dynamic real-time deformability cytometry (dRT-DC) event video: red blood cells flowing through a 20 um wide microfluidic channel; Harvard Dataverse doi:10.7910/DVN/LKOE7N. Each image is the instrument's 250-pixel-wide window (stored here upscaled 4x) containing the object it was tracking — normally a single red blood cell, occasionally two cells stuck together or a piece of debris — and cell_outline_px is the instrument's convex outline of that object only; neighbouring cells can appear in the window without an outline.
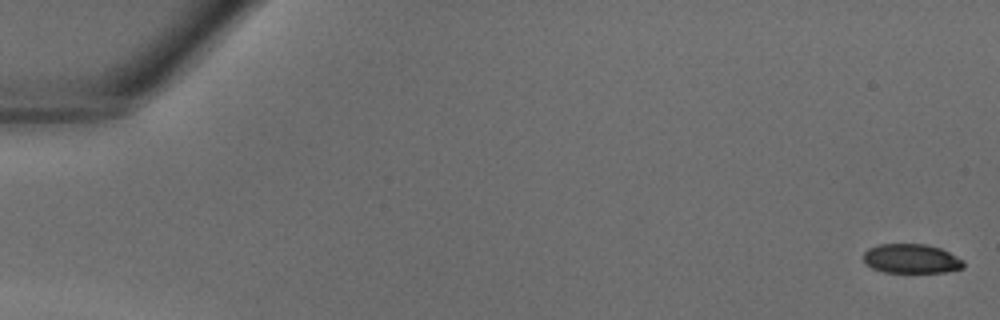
{"species": "common noctule bat (a hibernating species)", "species_latin": "Nyctalus noctula", "temperature_condition": "warm", "stored_images_in_passage": 41, "segment_of_instrument_passage": [1, 2], "camera_frame_rate_fps": 3000, "um_per_image_px": 0.085, "animal": {"sex": "male", "body_mass_g": 18.8}, "frame": {"image": 1, "passage_image": 1, "time_ms": 0.0, "image_size_px": [1000, 320], "cell_outline_px": [[964, 268], [944, 272], [884, 272], [872, 268], [864, 264], [864, 252], [868, 248], [876, 244], [924, 244], [940, 248], [964, 260]], "centroid_in_image_um": [77.44, 21.99], "position_along_channel_um": 7.6, "area_um2": 17.17}}
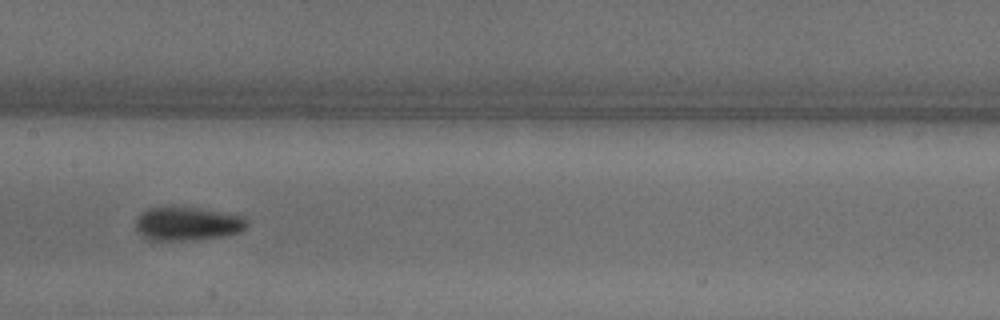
{"frame": {"image": 2, "passage_image": 21, "time_ms": 6.667, "image_size_px": [1000, 320], "cell_outline_px": [[248, 224], [240, 232], [220, 236], [192, 240], [148, 240], [136, 228], [136, 220], [148, 208], [200, 208], [244, 216], [248, 220]], "centroid_in_image_um": [15.97, 19.02], "position_along_channel_um": 191.4, "area_um2": 21.33}}
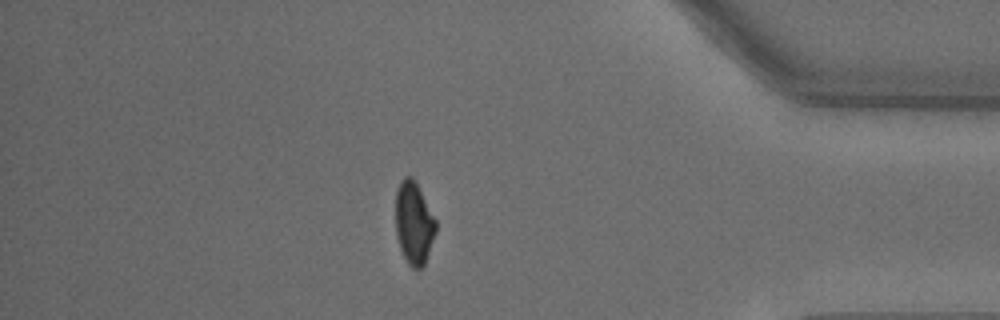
{"frame": {"image": 3, "passage_image": 35, "time_ms": 11.333, "image_size_px": [1000, 320], "cell_outline_px": [[436, 232], [424, 264], [420, 268], [412, 268], [408, 264], [400, 248], [396, 236], [396, 192], [400, 180], [404, 176], [412, 176], [436, 220]], "centroid_in_image_um": [35.16, 18.95], "position_along_channel_um": 400.0, "area_um2": 19.13}}